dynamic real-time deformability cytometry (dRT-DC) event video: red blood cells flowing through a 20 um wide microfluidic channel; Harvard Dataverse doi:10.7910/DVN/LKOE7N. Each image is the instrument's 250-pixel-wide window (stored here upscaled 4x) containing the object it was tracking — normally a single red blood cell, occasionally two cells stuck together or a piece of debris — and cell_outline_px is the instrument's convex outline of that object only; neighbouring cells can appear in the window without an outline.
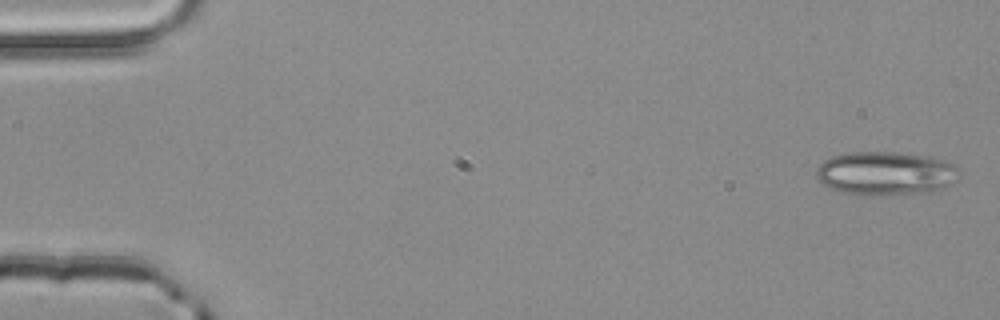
{"species": "common noctule bat (a hibernating species)", "species_latin": "Nyctalus noctula", "temperature_condition": "room temperature", "stored_images_in_passage": 3, "camera_frame_rate_fps": 3000, "um_per_image_px": 0.085, "animal": {"sex": "male", "body_mass_g": 20.4}, "frame": {"image": 1, "passage_image": 1, "time_ms": 0.0, "image_size_px": [1000, 320], "cell_outline_px": [[960, 172], [956, 180], [944, 188], [928, 192], [904, 196], [868, 196], [844, 192], [832, 188], [824, 184], [816, 176], [816, 168], [824, 160], [832, 156], [852, 152], [896, 152], [928, 156], [944, 160], [952, 164]], "centroid_in_image_um": [75.3, 14.76], "position_along_channel_um": 9.7, "area_um2": 36.76}}